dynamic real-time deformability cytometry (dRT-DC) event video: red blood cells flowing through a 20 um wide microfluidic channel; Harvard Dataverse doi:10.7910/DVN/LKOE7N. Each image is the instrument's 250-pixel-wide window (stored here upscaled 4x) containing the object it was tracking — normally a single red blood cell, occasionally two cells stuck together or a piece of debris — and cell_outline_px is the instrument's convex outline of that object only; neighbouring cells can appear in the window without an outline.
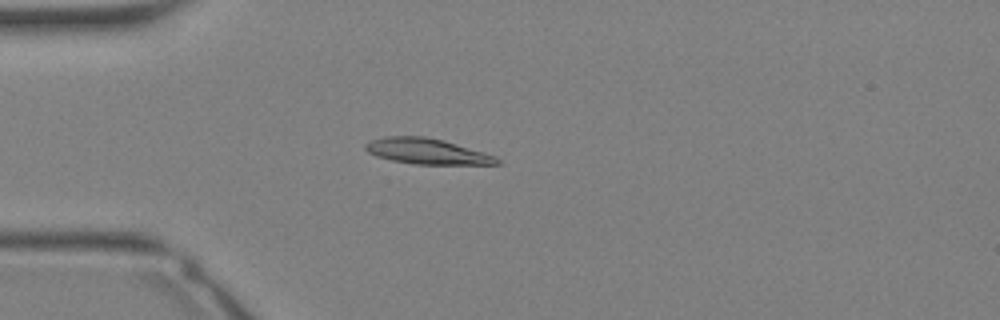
{"species": "Egyptian fruit bat (a non-hibernating species)", "species_latin": "Rousettus aegyptiacus", "temperature_condition": "warm", "stored_images_in_passage": 35, "camera_frame_rate_fps": 3000, "um_per_image_px": 0.085, "animal": {"sex": "female"}, "frame": {"image": 1, "passage_image": 10, "time_ms": 3.0, "image_size_px": [1000, 320], "cell_outline_px": [[500, 164], [412, 164], [392, 160], [376, 156], [368, 152], [364, 148], [364, 144], [372, 140], [384, 136], [424, 136], [444, 140], [484, 152], [496, 156], [500, 160]], "centroid_in_image_um": [36.28, 12.86], "position_along_channel_um": 48.7, "area_um2": 19.65}}
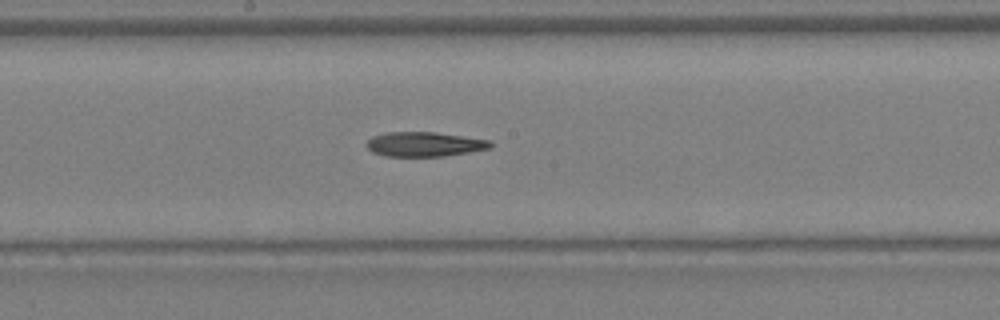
{"frame": {"image": 2, "passage_image": 19, "time_ms": 6.0, "image_size_px": [1000, 320], "cell_outline_px": [[492, 148], [444, 156], [384, 156], [372, 152], [364, 144], [372, 136], [388, 132], [436, 132], [492, 140]], "centroid_in_image_um": [36.08, 12.25], "position_along_channel_um": 212.1, "area_um2": 17.86}}
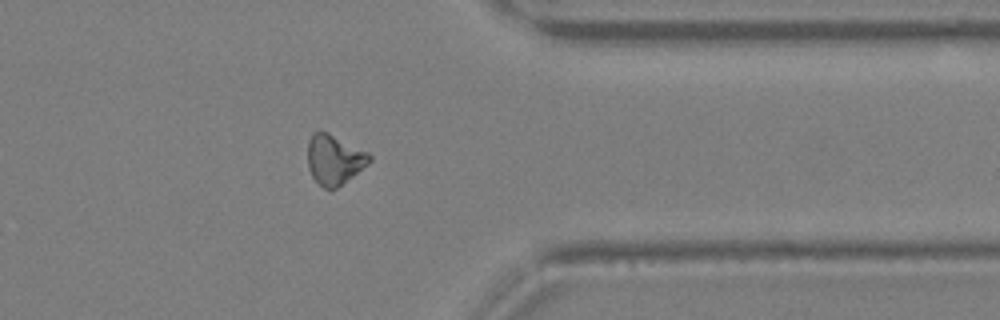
{"frame": {"image": 3, "passage_image": 28, "time_ms": 9.0, "image_size_px": [1000, 320], "cell_outline_px": [[372, 160], [368, 164], [336, 188], [324, 188], [312, 176], [308, 168], [308, 140], [312, 132], [328, 132], [368, 152], [372, 156]], "centroid_in_image_um": [28.41, 13.54], "position_along_channel_um": 383.0, "area_um2": 17.74}}